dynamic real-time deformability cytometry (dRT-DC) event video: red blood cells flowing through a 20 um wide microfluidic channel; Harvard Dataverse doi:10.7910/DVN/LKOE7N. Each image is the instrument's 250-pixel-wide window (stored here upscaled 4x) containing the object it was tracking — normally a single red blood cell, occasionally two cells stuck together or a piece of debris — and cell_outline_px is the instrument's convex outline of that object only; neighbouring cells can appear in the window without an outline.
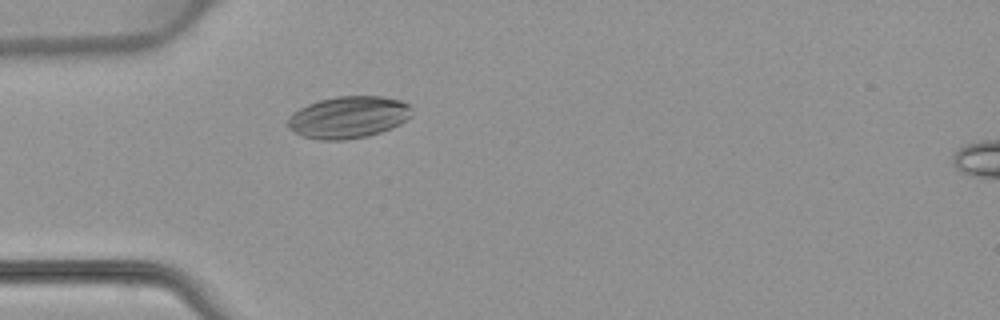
{"species": "common noctule bat (a hibernating species)", "species_latin": "Nyctalus noctula", "temperature_condition": "warm", "stored_images_in_passage": 4, "camera_frame_rate_fps": 3000, "um_per_image_px": 0.085, "animal": {"sex": "female", "body_mass_g": 22.7, "forearm_length_mm": 54.2}, "frame": {"image": 1, "passage_image": 3, "time_ms": 3.333, "image_size_px": [1000, 320], "cell_outline_px": [[412, 116], [400, 124], [392, 128], [368, 136], [344, 140], [320, 140], [300, 136], [288, 128], [288, 116], [292, 112], [308, 104], [320, 100], [336, 96], [384, 96], [400, 100], [408, 104], [412, 108]], "centroid_in_image_um": [29.61, 9.97], "position_along_channel_um": 55.4, "area_um2": 30.63}}